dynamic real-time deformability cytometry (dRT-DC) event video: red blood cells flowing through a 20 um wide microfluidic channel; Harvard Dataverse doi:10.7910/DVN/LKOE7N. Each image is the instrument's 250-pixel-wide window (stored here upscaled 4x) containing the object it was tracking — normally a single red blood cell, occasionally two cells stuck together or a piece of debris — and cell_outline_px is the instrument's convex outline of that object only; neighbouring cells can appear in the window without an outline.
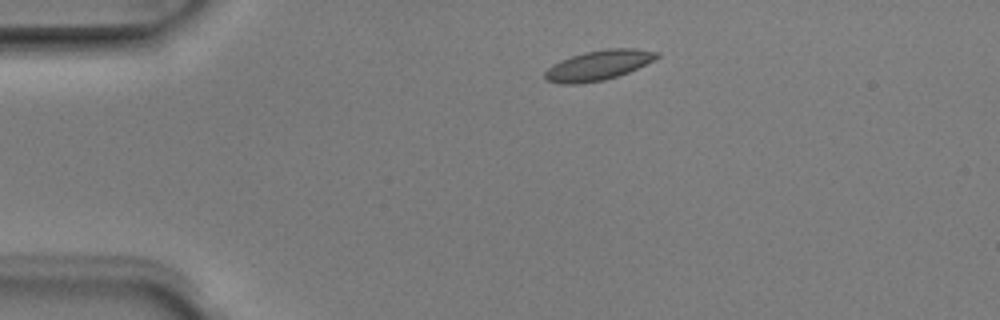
{"species": "Egyptian fruit bat (a non-hibernating species)", "species_latin": "Rousettus aegyptiacus", "temperature_condition": "room temperature", "stored_images_in_passage": 4, "camera_frame_rate_fps": 3000, "um_per_image_px": 0.085, "animal": {"sex": "male"}, "frame": {"image": 1, "passage_image": 1, "time_ms": 0.0, "image_size_px": [1000, 320], "cell_outline_px": [[660, 56], [628, 72], [604, 80], [576, 84], [560, 84], [544, 80], [544, 72], [552, 64], [560, 60], [584, 52], [608, 48], [632, 48], [660, 52]], "centroid_in_image_um": [50.81, 5.55], "position_along_channel_um": 34.2, "area_um2": 19.42}}
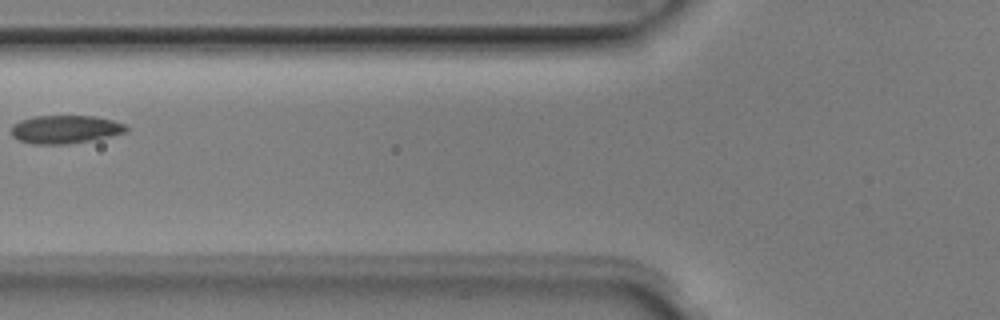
{"frame": {"image": 2, "passage_image": 3, "time_ms": 0.667, "image_size_px": [1000, 320], "cell_outline_px": [[128, 132], [88, 140], [64, 144], [32, 144], [20, 140], [12, 136], [12, 124], [20, 120], [36, 116], [96, 116], [128, 124]], "centroid_in_image_um": [5.56, 10.98], "position_along_channel_um": 120.2, "area_um2": 18.79}}
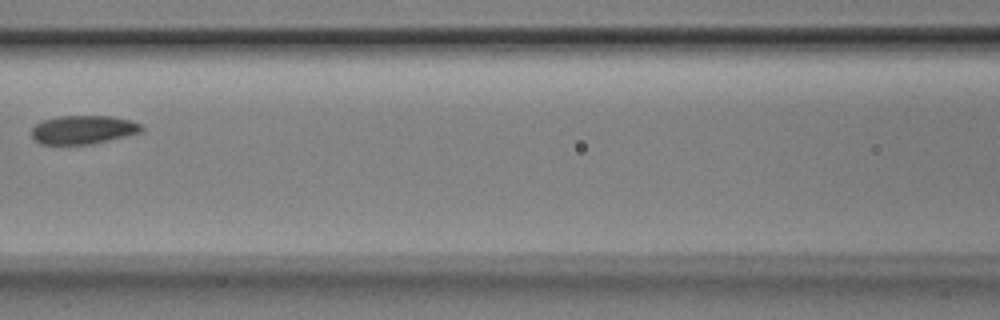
{"frame": {"image": 3, "passage_image": 4, "time_ms": 1.0, "image_size_px": [1000, 320], "cell_outline_px": [[144, 128], [140, 132], [92, 144], [40, 144], [32, 140], [32, 128], [40, 120], [60, 116], [112, 116], [128, 120], [140, 124]], "centroid_in_image_um": [7.0, 11.02], "position_along_channel_um": 159.6, "area_um2": 18.26}}